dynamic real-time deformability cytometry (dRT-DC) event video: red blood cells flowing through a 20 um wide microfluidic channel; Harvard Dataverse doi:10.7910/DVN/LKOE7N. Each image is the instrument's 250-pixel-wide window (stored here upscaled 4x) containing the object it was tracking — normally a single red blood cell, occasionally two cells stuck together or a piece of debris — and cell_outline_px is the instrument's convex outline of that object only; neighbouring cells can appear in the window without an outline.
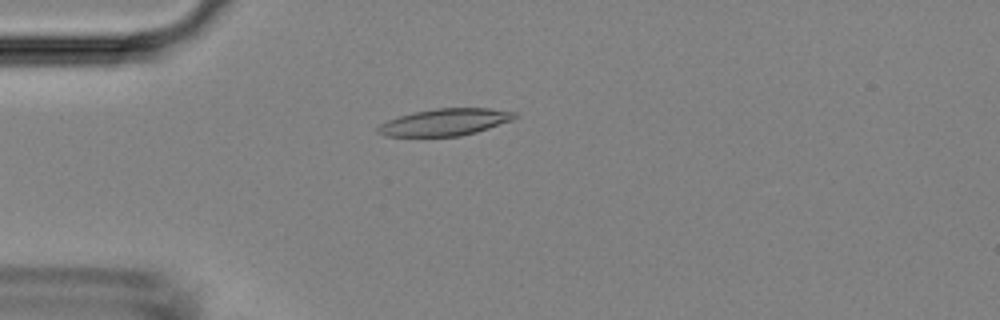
{"species": "Egyptian fruit bat (a non-hibernating species)", "species_latin": "Rousettus aegyptiacus", "temperature_condition": "room temperature", "stored_images_in_passage": 4, "camera_frame_rate_fps": 3000, "um_per_image_px": 0.085, "animal": {"sex": "female"}, "frame": {"image": 1, "passage_image": 4, "time_ms": 4.0, "image_size_px": [1000, 320], "cell_outline_px": [[516, 116], [512, 120], [476, 132], [460, 136], [384, 136], [376, 132], [376, 128], [380, 124], [388, 120], [412, 112], [436, 108], [492, 108], [516, 112]], "centroid_in_image_um": [37.8, 10.38], "position_along_channel_um": 47.2, "area_um2": 21.44}}